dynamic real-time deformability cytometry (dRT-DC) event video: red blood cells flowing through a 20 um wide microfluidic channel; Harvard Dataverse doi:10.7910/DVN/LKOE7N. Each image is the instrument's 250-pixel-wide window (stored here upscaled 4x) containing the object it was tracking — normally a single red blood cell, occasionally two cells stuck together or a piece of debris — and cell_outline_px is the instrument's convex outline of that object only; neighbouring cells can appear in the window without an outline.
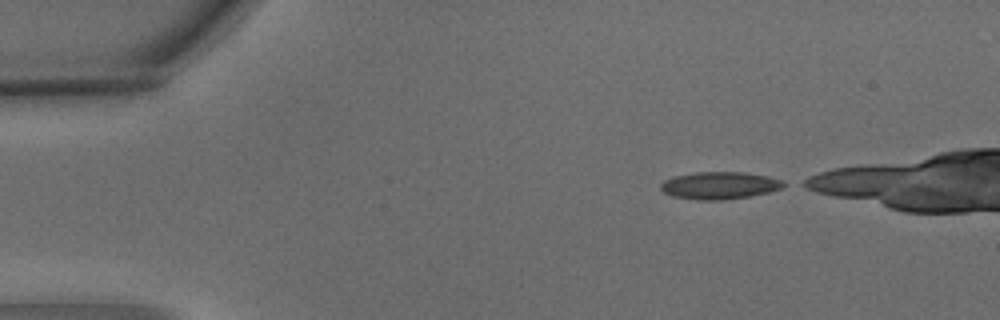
{"species": "common noctule bat (a hibernating species)", "species_latin": "Nyctalus noctula", "temperature_condition": "warm", "stored_images_in_passage": 4, "camera_frame_rate_fps": 3000, "um_per_image_px": 0.085, "animal": {"sex": "male", "body_mass_g": 15.6}, "frame": {"image": 1, "passage_image": 1, "time_ms": 0.0, "image_size_px": [1000, 320], "cell_outline_px": [[792, 184], [784, 188], [768, 192], [748, 196], [724, 200], [696, 200], [672, 196], [664, 192], [660, 188], [660, 184], [664, 180], [676, 176], [696, 172], [744, 172], [768, 176], [784, 180]], "centroid_in_image_um": [61.24, 15.76], "position_along_channel_um": 23.8, "area_um2": 19.83}}